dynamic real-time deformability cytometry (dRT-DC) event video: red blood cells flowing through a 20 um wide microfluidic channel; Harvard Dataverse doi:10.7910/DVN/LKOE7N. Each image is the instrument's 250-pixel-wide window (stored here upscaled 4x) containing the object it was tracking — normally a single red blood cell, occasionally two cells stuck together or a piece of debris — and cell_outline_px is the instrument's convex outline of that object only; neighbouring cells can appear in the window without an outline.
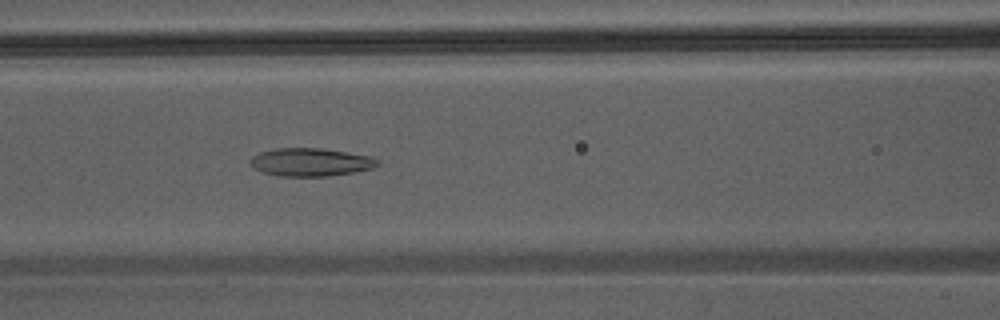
{"species": "Egyptian fruit bat (a non-hibernating species)", "species_latin": "Rousettus aegyptiacus", "temperature_condition": "warm", "stored_images_in_passage": 45, "camera_frame_rate_fps": 3000, "um_per_image_px": 0.085, "animal": {"sex": "male"}, "frame": {"image": 1, "passage_image": 20, "time_ms": 6.333, "image_size_px": [1000, 320], "cell_outline_px": [[380, 164], [372, 168], [352, 172], [328, 176], [280, 176], [264, 172], [256, 168], [248, 160], [252, 156], [260, 152], [276, 148], [320, 148], [348, 152], [372, 156], [380, 160]], "centroid_in_image_um": [26.44, 13.77], "position_along_channel_um": 140.2, "area_um2": 20.75}}
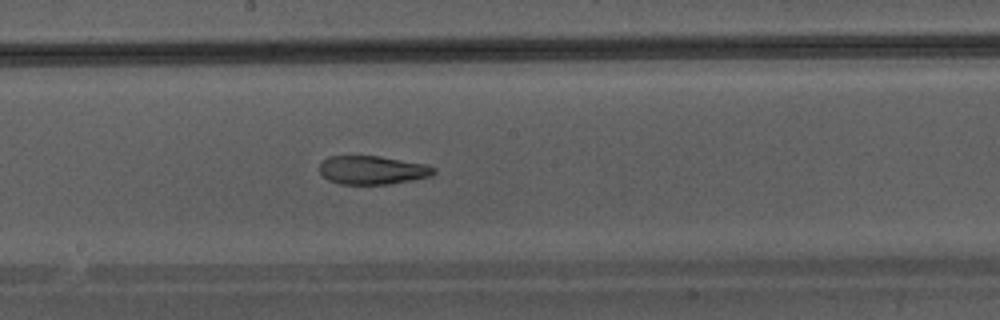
{"frame": {"image": 2, "passage_image": 25, "time_ms": 8.0, "image_size_px": [1000, 320], "cell_outline_px": [[436, 172], [432, 176], [412, 180], [388, 184], [340, 184], [328, 180], [320, 172], [320, 160], [328, 156], [380, 156], [424, 164], [436, 168]], "centroid_in_image_um": [31.64, 14.45], "position_along_channel_um": 216.6, "area_um2": 19.07}}
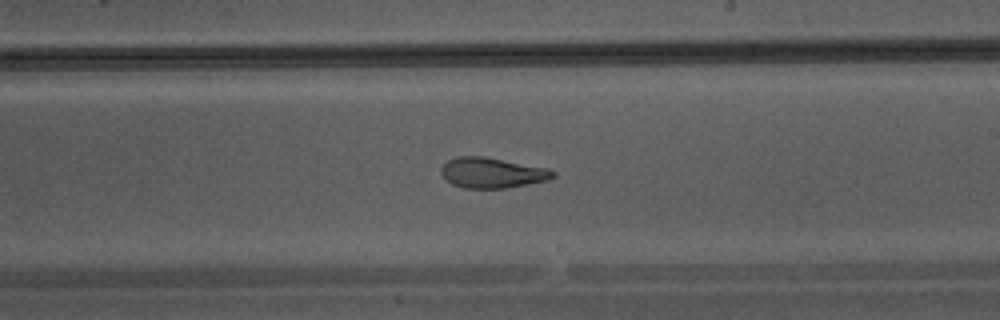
{"frame": {"image": 3, "passage_image": 27, "time_ms": 8.667, "image_size_px": [1000, 320], "cell_outline_px": [[556, 176], [548, 180], [504, 188], [464, 188], [452, 184], [440, 172], [440, 168], [448, 160], [456, 156], [484, 156], [548, 168], [556, 172]], "centroid_in_image_um": [41.83, 14.68], "position_along_channel_um": 247.2, "area_um2": 19.77}}